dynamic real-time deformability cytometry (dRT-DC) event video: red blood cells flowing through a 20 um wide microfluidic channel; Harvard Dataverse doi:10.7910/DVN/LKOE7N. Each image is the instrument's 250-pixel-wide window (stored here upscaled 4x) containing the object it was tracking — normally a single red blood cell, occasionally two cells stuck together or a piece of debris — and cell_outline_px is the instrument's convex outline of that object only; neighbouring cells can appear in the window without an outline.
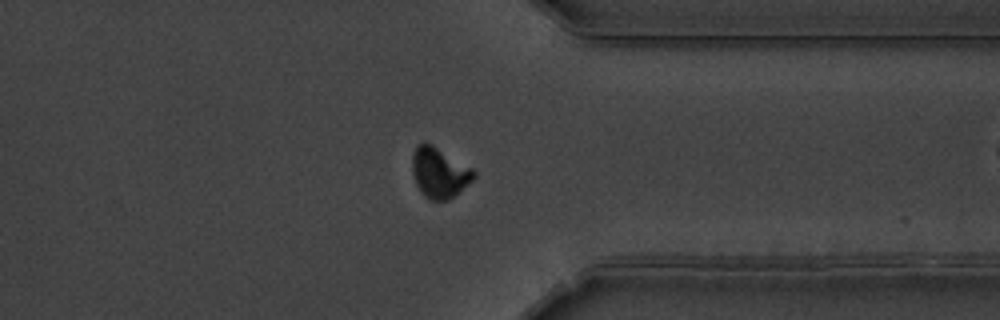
{"species": "common noctule bat (a hibernating species)", "species_latin": "Nyctalus noctula", "temperature_condition": "warm", "stored_images_in_passage": 46, "camera_frame_rate_fps": 3000, "um_per_image_px": 0.085, "animal": {"sex": "male", "body_mass_g": 19.5, "forearm_length_mm": 54.6}, "frame": {"image": 1, "passage_image": 33, "time_ms": 10.667, "image_size_px": [1000, 320], "cell_outline_px": [[476, 176], [472, 180], [448, 200], [432, 200], [424, 196], [420, 192], [416, 184], [412, 172], [412, 152], [416, 144], [432, 144], [472, 168], [476, 172]], "centroid_in_image_um": [37.32, 14.67], "position_along_channel_um": 374.1, "area_um2": 17.92}, "authors_computed_cell_mechanics": {"area_um2": 17.8602, "velocity_mm_per_s": 3.6395, "shape_relaxation_time_tau1_ms": 2.4196, "shape_relaxation_time_tau2_ms": null, "deformation_change_tau1": 0.1564, "deformation_change_tau2": null}}